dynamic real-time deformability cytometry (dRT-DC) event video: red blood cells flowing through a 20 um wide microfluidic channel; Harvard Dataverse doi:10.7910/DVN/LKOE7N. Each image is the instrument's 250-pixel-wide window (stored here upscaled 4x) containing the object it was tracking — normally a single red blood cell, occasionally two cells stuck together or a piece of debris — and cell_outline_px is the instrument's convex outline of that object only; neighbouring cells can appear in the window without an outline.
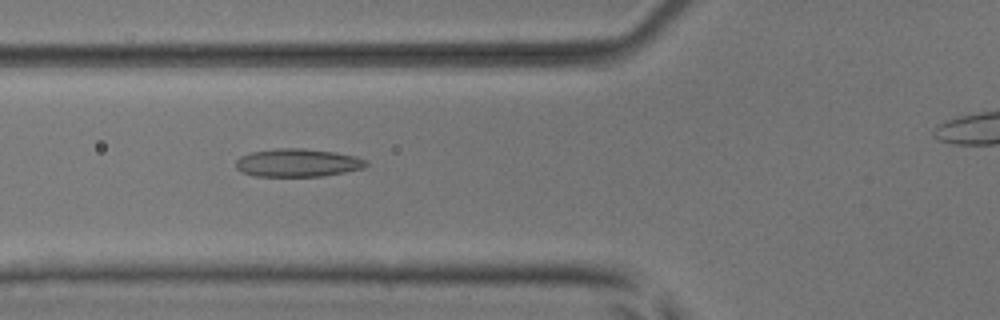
{"species": "common noctule bat (a hibernating species)", "species_latin": "Nyctalus noctula", "temperature_condition": "room temperature", "stored_images_in_passage": 34, "camera_frame_rate_fps": 3000, "um_per_image_px": 0.085, "animal": {"sex": "male", "body_mass_g": 17.9, "forearm_length_mm": 54.2}, "frame": {"image": 1, "passage_image": 8, "time_ms": 2.333, "image_size_px": [1000, 320], "cell_outline_px": [[368, 164], [364, 168], [324, 176], [256, 176], [244, 172], [236, 168], [236, 160], [240, 156], [252, 152], [276, 148], [304, 148], [336, 152], [356, 156], [368, 160]], "centroid_in_image_um": [25.34, 13.83], "position_along_channel_um": 100.5, "area_um2": 21.39}}
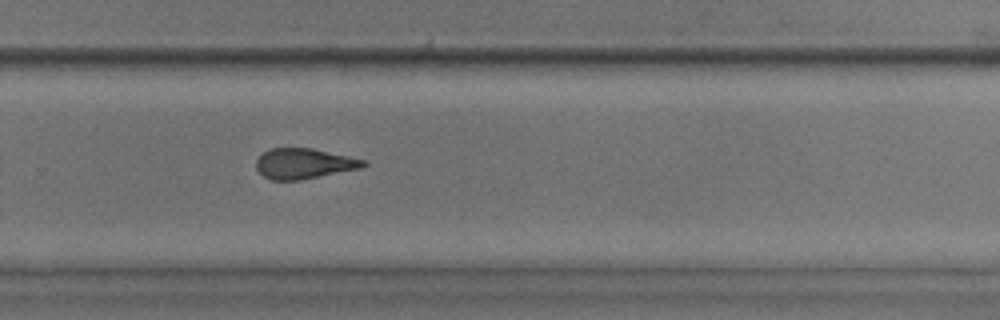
{"frame": {"image": 2, "passage_image": 23, "time_ms": 7.333, "image_size_px": [1000, 320], "cell_outline_px": [[368, 164], [360, 168], [300, 180], [272, 180], [264, 176], [256, 168], [256, 160], [268, 148], [312, 148], [348, 156], [364, 160]], "centroid_in_image_um": [25.81, 13.9], "position_along_channel_um": 304.0, "area_um2": 18.79}}
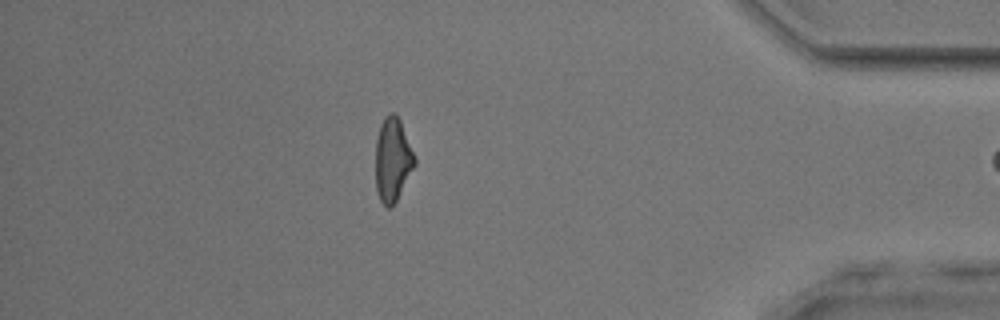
{"frame": {"image": 3, "passage_image": 33, "time_ms": 10.667, "image_size_px": [1000, 320], "cell_outline_px": [[416, 164], [392, 208], [388, 208], [380, 200], [376, 188], [376, 140], [380, 124], [384, 116], [388, 112], [396, 112], [400, 120], [416, 160]], "centroid_in_image_um": [33.37, 13.55], "position_along_channel_um": 401.8, "area_um2": 19.07}}